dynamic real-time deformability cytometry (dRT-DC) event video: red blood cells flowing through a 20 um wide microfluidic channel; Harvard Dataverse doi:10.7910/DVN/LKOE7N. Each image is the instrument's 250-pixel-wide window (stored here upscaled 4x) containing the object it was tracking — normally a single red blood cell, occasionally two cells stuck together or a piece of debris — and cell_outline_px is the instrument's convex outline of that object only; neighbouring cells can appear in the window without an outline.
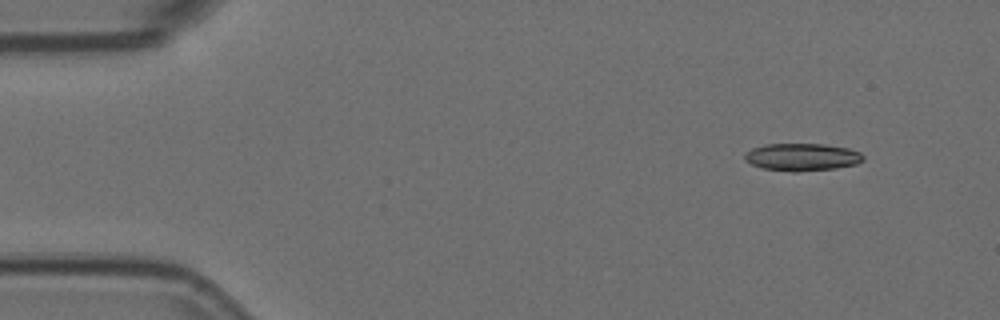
{"species": "Egyptian fruit bat (a non-hibernating species)", "species_latin": "Rousettus aegyptiacus", "temperature_condition": "room temperature", "stored_images_in_passage": 4, "camera_frame_rate_fps": 3000, "um_per_image_px": 0.085, "animal": {"sex": "female"}, "frame": {"image": 1, "passage_image": 2, "time_ms": 0.333, "image_size_px": [1000, 320], "cell_outline_px": [[864, 160], [856, 164], [836, 168], [796, 172], [792, 172], [764, 168], [752, 164], [744, 160], [744, 152], [752, 148], [764, 144], [824, 144], [848, 148], [860, 152], [864, 156]], "centroid_in_image_um": [68.17, 13.34], "position_along_channel_um": 16.8, "area_um2": 19.07}}
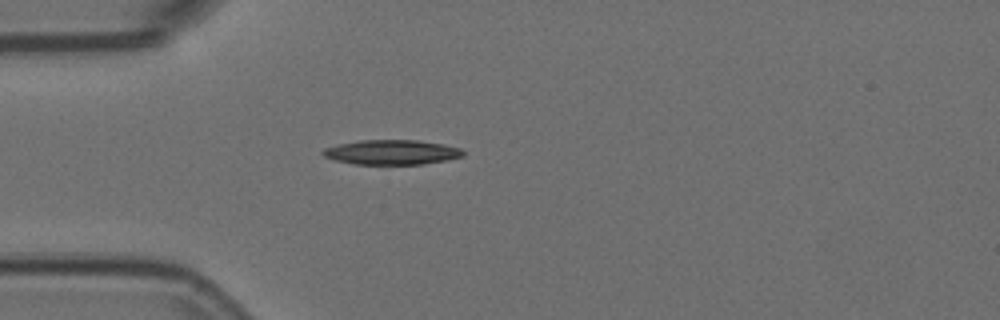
{"frame": {"image": 2, "passage_image": 4, "time_ms": 1.0, "image_size_px": [1000, 320], "cell_outline_px": [[464, 156], [448, 160], [424, 164], [352, 164], [336, 160], [324, 156], [320, 152], [324, 148], [340, 144], [360, 140], [420, 140], [444, 144], [460, 148], [464, 152]], "centroid_in_image_um": [33.32, 12.94], "position_along_channel_um": 51.7, "area_um2": 20.29}}